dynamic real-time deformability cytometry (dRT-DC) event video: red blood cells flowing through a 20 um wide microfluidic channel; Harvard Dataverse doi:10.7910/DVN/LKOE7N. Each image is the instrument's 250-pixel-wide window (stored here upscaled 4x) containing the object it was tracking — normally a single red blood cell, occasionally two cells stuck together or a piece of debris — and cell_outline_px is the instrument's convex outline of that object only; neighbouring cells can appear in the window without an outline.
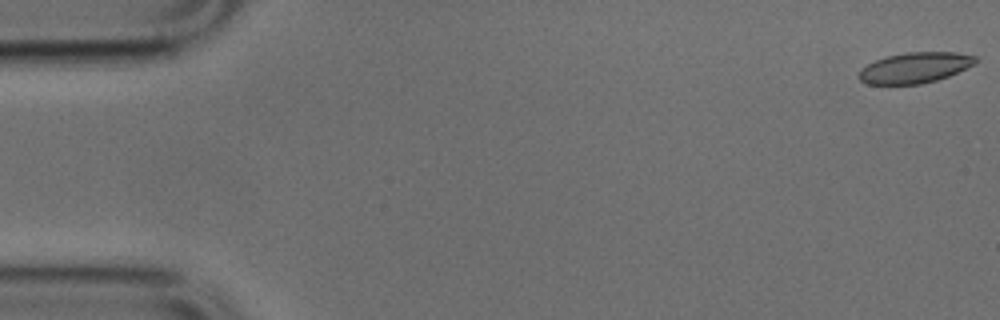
{"species": "common noctule bat (a hibernating species)", "species_latin": "Nyctalus noctula", "temperature_condition": "cold", "stored_images_in_passage": 32, "camera_frame_rate_fps": 3000, "um_per_image_px": 0.085, "animal": {"sex": "male", "body_mass_g": 17.9, "forearm_length_mm": 54.2}, "frame": {"image": 1, "passage_image": 1, "time_ms": 0.0, "image_size_px": [1000, 320], "cell_outline_px": [[980, 60], [976, 64], [948, 76], [936, 80], [920, 84], [868, 84], [860, 80], [860, 68], [884, 56], [904, 52], [956, 52], [976, 56]], "centroid_in_image_um": [77.8, 5.74], "position_along_channel_um": 7.2, "area_um2": 20.92}}
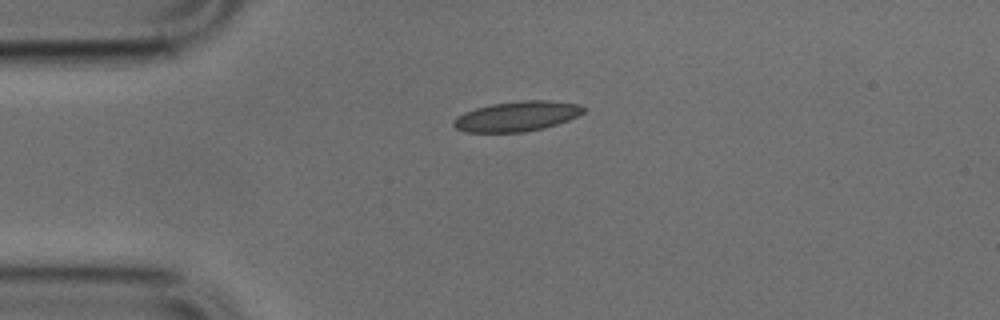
{"frame": {"image": 2, "passage_image": 12, "time_ms": 3.667, "image_size_px": [1000, 320], "cell_outline_px": [[584, 112], [568, 120], [544, 128], [524, 132], [464, 132], [456, 128], [452, 124], [452, 120], [456, 116], [464, 112], [476, 108], [492, 104], [520, 100], [548, 100], [580, 104], [584, 108]], "centroid_in_image_um": [43.91, 9.88], "position_along_channel_um": 41.1, "area_um2": 22.77}}
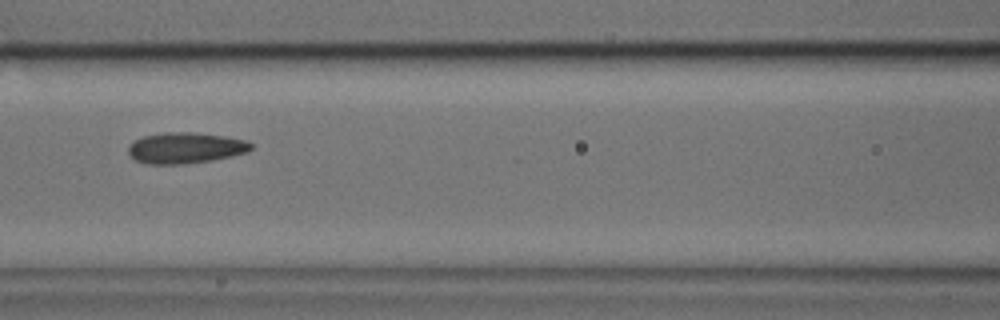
{"frame": {"image": 3, "passage_image": 22, "time_ms": 7.0, "image_size_px": [1000, 320], "cell_outline_px": [[252, 148], [248, 152], [232, 156], [212, 160], [184, 164], [144, 164], [136, 160], [128, 152], [128, 144], [144, 136], [164, 132], [192, 132], [224, 136], [244, 140], [252, 144]], "centroid_in_image_um": [15.75, 12.58], "position_along_channel_um": 150.9, "area_um2": 22.14}}